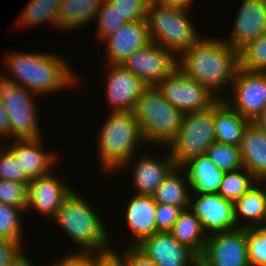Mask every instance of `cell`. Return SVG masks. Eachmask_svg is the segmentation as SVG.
Wrapping results in <instances>:
<instances>
[{
	"label": "cell",
	"mask_w": 266,
	"mask_h": 266,
	"mask_svg": "<svg viewBox=\"0 0 266 266\" xmlns=\"http://www.w3.org/2000/svg\"><path fill=\"white\" fill-rule=\"evenodd\" d=\"M7 58V59H6ZM4 59L9 74L0 77L8 82L18 84L29 92L44 96L69 90L79 86L76 72L71 70L67 59L54 53L12 52ZM9 69V70H8ZM9 75V76H8ZM76 84V85H75Z\"/></svg>",
	"instance_id": "1"
},
{
	"label": "cell",
	"mask_w": 266,
	"mask_h": 266,
	"mask_svg": "<svg viewBox=\"0 0 266 266\" xmlns=\"http://www.w3.org/2000/svg\"><path fill=\"white\" fill-rule=\"evenodd\" d=\"M177 63L189 78L201 83L218 99H223L226 94L222 89L231 88L239 68V52L223 39L201 36L177 58Z\"/></svg>",
	"instance_id": "2"
},
{
	"label": "cell",
	"mask_w": 266,
	"mask_h": 266,
	"mask_svg": "<svg viewBox=\"0 0 266 266\" xmlns=\"http://www.w3.org/2000/svg\"><path fill=\"white\" fill-rule=\"evenodd\" d=\"M83 198L73 190L52 221L65 231L72 242L77 243L80 253H104L114 249L107 226L91 203Z\"/></svg>",
	"instance_id": "3"
},
{
	"label": "cell",
	"mask_w": 266,
	"mask_h": 266,
	"mask_svg": "<svg viewBox=\"0 0 266 266\" xmlns=\"http://www.w3.org/2000/svg\"><path fill=\"white\" fill-rule=\"evenodd\" d=\"M98 159L105 172L120 170L144 141L133 112H110L98 134Z\"/></svg>",
	"instance_id": "4"
},
{
	"label": "cell",
	"mask_w": 266,
	"mask_h": 266,
	"mask_svg": "<svg viewBox=\"0 0 266 266\" xmlns=\"http://www.w3.org/2000/svg\"><path fill=\"white\" fill-rule=\"evenodd\" d=\"M187 11L154 0H150L148 6L146 22L151 41L169 50L177 58L201 38Z\"/></svg>",
	"instance_id": "5"
},
{
	"label": "cell",
	"mask_w": 266,
	"mask_h": 266,
	"mask_svg": "<svg viewBox=\"0 0 266 266\" xmlns=\"http://www.w3.org/2000/svg\"><path fill=\"white\" fill-rule=\"evenodd\" d=\"M133 113L144 141L150 145L160 144L164 147L175 138L183 116L155 86H147L142 91Z\"/></svg>",
	"instance_id": "6"
},
{
	"label": "cell",
	"mask_w": 266,
	"mask_h": 266,
	"mask_svg": "<svg viewBox=\"0 0 266 266\" xmlns=\"http://www.w3.org/2000/svg\"><path fill=\"white\" fill-rule=\"evenodd\" d=\"M214 116L215 103L205 110L183 114L181 126L167 146L176 166L206 154L208 147L216 142Z\"/></svg>",
	"instance_id": "7"
},
{
	"label": "cell",
	"mask_w": 266,
	"mask_h": 266,
	"mask_svg": "<svg viewBox=\"0 0 266 266\" xmlns=\"http://www.w3.org/2000/svg\"><path fill=\"white\" fill-rule=\"evenodd\" d=\"M0 93L9 120V140L41 138L34 93L0 77Z\"/></svg>",
	"instance_id": "8"
},
{
	"label": "cell",
	"mask_w": 266,
	"mask_h": 266,
	"mask_svg": "<svg viewBox=\"0 0 266 266\" xmlns=\"http://www.w3.org/2000/svg\"><path fill=\"white\" fill-rule=\"evenodd\" d=\"M155 87L183 114L205 110L218 100L205 86L189 78L178 65Z\"/></svg>",
	"instance_id": "9"
},
{
	"label": "cell",
	"mask_w": 266,
	"mask_h": 266,
	"mask_svg": "<svg viewBox=\"0 0 266 266\" xmlns=\"http://www.w3.org/2000/svg\"><path fill=\"white\" fill-rule=\"evenodd\" d=\"M229 92L231 98L223 100L253 122L266 109V71H249L239 67Z\"/></svg>",
	"instance_id": "10"
},
{
	"label": "cell",
	"mask_w": 266,
	"mask_h": 266,
	"mask_svg": "<svg viewBox=\"0 0 266 266\" xmlns=\"http://www.w3.org/2000/svg\"><path fill=\"white\" fill-rule=\"evenodd\" d=\"M198 263L201 266H250L245 228L208 235Z\"/></svg>",
	"instance_id": "11"
},
{
	"label": "cell",
	"mask_w": 266,
	"mask_h": 266,
	"mask_svg": "<svg viewBox=\"0 0 266 266\" xmlns=\"http://www.w3.org/2000/svg\"><path fill=\"white\" fill-rule=\"evenodd\" d=\"M177 57L155 42L134 51L121 65L139 77L146 86H156L176 67Z\"/></svg>",
	"instance_id": "12"
},
{
	"label": "cell",
	"mask_w": 266,
	"mask_h": 266,
	"mask_svg": "<svg viewBox=\"0 0 266 266\" xmlns=\"http://www.w3.org/2000/svg\"><path fill=\"white\" fill-rule=\"evenodd\" d=\"M191 194L189 208L196 214L207 235L237 228L234 202L218 193Z\"/></svg>",
	"instance_id": "13"
},
{
	"label": "cell",
	"mask_w": 266,
	"mask_h": 266,
	"mask_svg": "<svg viewBox=\"0 0 266 266\" xmlns=\"http://www.w3.org/2000/svg\"><path fill=\"white\" fill-rule=\"evenodd\" d=\"M108 77H105L106 102L110 112H133L142 91L144 82L121 64H108Z\"/></svg>",
	"instance_id": "14"
},
{
	"label": "cell",
	"mask_w": 266,
	"mask_h": 266,
	"mask_svg": "<svg viewBox=\"0 0 266 266\" xmlns=\"http://www.w3.org/2000/svg\"><path fill=\"white\" fill-rule=\"evenodd\" d=\"M138 156L134 155L120 169L125 170L127 169L126 167L133 168L130 170L132 172L131 178L133 183L131 187L132 189L133 187L135 188V194L152 195L161 182L176 167L175 161L169 153L164 156L165 158L162 156V159L160 156H151L147 152ZM133 159L135 162H133Z\"/></svg>",
	"instance_id": "15"
},
{
	"label": "cell",
	"mask_w": 266,
	"mask_h": 266,
	"mask_svg": "<svg viewBox=\"0 0 266 266\" xmlns=\"http://www.w3.org/2000/svg\"><path fill=\"white\" fill-rule=\"evenodd\" d=\"M51 172L47 175L29 180L28 184V207L36 210L43 217L51 219L59 211L65 199L73 189L66 184L61 177Z\"/></svg>",
	"instance_id": "16"
},
{
	"label": "cell",
	"mask_w": 266,
	"mask_h": 266,
	"mask_svg": "<svg viewBox=\"0 0 266 266\" xmlns=\"http://www.w3.org/2000/svg\"><path fill=\"white\" fill-rule=\"evenodd\" d=\"M158 266H195L198 257L181 245L171 232L157 231L143 239L137 246Z\"/></svg>",
	"instance_id": "17"
},
{
	"label": "cell",
	"mask_w": 266,
	"mask_h": 266,
	"mask_svg": "<svg viewBox=\"0 0 266 266\" xmlns=\"http://www.w3.org/2000/svg\"><path fill=\"white\" fill-rule=\"evenodd\" d=\"M235 17L230 37L223 40L239 52L266 32V0H243Z\"/></svg>",
	"instance_id": "18"
},
{
	"label": "cell",
	"mask_w": 266,
	"mask_h": 266,
	"mask_svg": "<svg viewBox=\"0 0 266 266\" xmlns=\"http://www.w3.org/2000/svg\"><path fill=\"white\" fill-rule=\"evenodd\" d=\"M3 145L13 154L17 163L25 176L31 180L51 173L54 169L58 157L53 151L49 153L44 150L43 139H25L11 140L9 146H6V139Z\"/></svg>",
	"instance_id": "19"
},
{
	"label": "cell",
	"mask_w": 266,
	"mask_h": 266,
	"mask_svg": "<svg viewBox=\"0 0 266 266\" xmlns=\"http://www.w3.org/2000/svg\"><path fill=\"white\" fill-rule=\"evenodd\" d=\"M102 42L107 46V65L122 64L134 51L151 43L146 20L126 22Z\"/></svg>",
	"instance_id": "20"
},
{
	"label": "cell",
	"mask_w": 266,
	"mask_h": 266,
	"mask_svg": "<svg viewBox=\"0 0 266 266\" xmlns=\"http://www.w3.org/2000/svg\"><path fill=\"white\" fill-rule=\"evenodd\" d=\"M132 197L126 205L124 220L133 236L128 246H137L143 239L156 233L157 203L151 195L135 194Z\"/></svg>",
	"instance_id": "21"
},
{
	"label": "cell",
	"mask_w": 266,
	"mask_h": 266,
	"mask_svg": "<svg viewBox=\"0 0 266 266\" xmlns=\"http://www.w3.org/2000/svg\"><path fill=\"white\" fill-rule=\"evenodd\" d=\"M239 150L243 168L258 181H266V133L250 122L243 132Z\"/></svg>",
	"instance_id": "22"
},
{
	"label": "cell",
	"mask_w": 266,
	"mask_h": 266,
	"mask_svg": "<svg viewBox=\"0 0 266 266\" xmlns=\"http://www.w3.org/2000/svg\"><path fill=\"white\" fill-rule=\"evenodd\" d=\"M265 185L266 181H258L240 199H238L234 203L235 221L237 227L251 228L255 226H265L266 224Z\"/></svg>",
	"instance_id": "23"
},
{
	"label": "cell",
	"mask_w": 266,
	"mask_h": 266,
	"mask_svg": "<svg viewBox=\"0 0 266 266\" xmlns=\"http://www.w3.org/2000/svg\"><path fill=\"white\" fill-rule=\"evenodd\" d=\"M188 177L193 193H217L224 171L220 170L208 156L189 159L181 166Z\"/></svg>",
	"instance_id": "24"
},
{
	"label": "cell",
	"mask_w": 266,
	"mask_h": 266,
	"mask_svg": "<svg viewBox=\"0 0 266 266\" xmlns=\"http://www.w3.org/2000/svg\"><path fill=\"white\" fill-rule=\"evenodd\" d=\"M215 136L216 142L227 145H240L243 132L250 121L235 111L226 101L215 102Z\"/></svg>",
	"instance_id": "25"
},
{
	"label": "cell",
	"mask_w": 266,
	"mask_h": 266,
	"mask_svg": "<svg viewBox=\"0 0 266 266\" xmlns=\"http://www.w3.org/2000/svg\"><path fill=\"white\" fill-rule=\"evenodd\" d=\"M190 195L191 186L187 174L181 166H176L151 196L156 203L184 210L190 207Z\"/></svg>",
	"instance_id": "26"
},
{
	"label": "cell",
	"mask_w": 266,
	"mask_h": 266,
	"mask_svg": "<svg viewBox=\"0 0 266 266\" xmlns=\"http://www.w3.org/2000/svg\"><path fill=\"white\" fill-rule=\"evenodd\" d=\"M170 232L181 245L191 250L198 258L201 256L208 235L190 208L180 212Z\"/></svg>",
	"instance_id": "27"
},
{
	"label": "cell",
	"mask_w": 266,
	"mask_h": 266,
	"mask_svg": "<svg viewBox=\"0 0 266 266\" xmlns=\"http://www.w3.org/2000/svg\"><path fill=\"white\" fill-rule=\"evenodd\" d=\"M105 0H61L60 29L78 30L91 23Z\"/></svg>",
	"instance_id": "28"
},
{
	"label": "cell",
	"mask_w": 266,
	"mask_h": 266,
	"mask_svg": "<svg viewBox=\"0 0 266 266\" xmlns=\"http://www.w3.org/2000/svg\"><path fill=\"white\" fill-rule=\"evenodd\" d=\"M60 8L61 0H30L18 17L16 25L28 28L50 22L54 28L60 30Z\"/></svg>",
	"instance_id": "29"
},
{
	"label": "cell",
	"mask_w": 266,
	"mask_h": 266,
	"mask_svg": "<svg viewBox=\"0 0 266 266\" xmlns=\"http://www.w3.org/2000/svg\"><path fill=\"white\" fill-rule=\"evenodd\" d=\"M257 182L258 180L242 167L235 171L224 172L217 193L235 203Z\"/></svg>",
	"instance_id": "30"
},
{
	"label": "cell",
	"mask_w": 266,
	"mask_h": 266,
	"mask_svg": "<svg viewBox=\"0 0 266 266\" xmlns=\"http://www.w3.org/2000/svg\"><path fill=\"white\" fill-rule=\"evenodd\" d=\"M24 209L0 203V238L18 243L23 248V226L19 213Z\"/></svg>",
	"instance_id": "31"
},
{
	"label": "cell",
	"mask_w": 266,
	"mask_h": 266,
	"mask_svg": "<svg viewBox=\"0 0 266 266\" xmlns=\"http://www.w3.org/2000/svg\"><path fill=\"white\" fill-rule=\"evenodd\" d=\"M239 67L249 71H266V32L239 51Z\"/></svg>",
	"instance_id": "32"
},
{
	"label": "cell",
	"mask_w": 266,
	"mask_h": 266,
	"mask_svg": "<svg viewBox=\"0 0 266 266\" xmlns=\"http://www.w3.org/2000/svg\"><path fill=\"white\" fill-rule=\"evenodd\" d=\"M206 156L222 171L241 169V157L238 146L213 142L206 151Z\"/></svg>",
	"instance_id": "33"
},
{
	"label": "cell",
	"mask_w": 266,
	"mask_h": 266,
	"mask_svg": "<svg viewBox=\"0 0 266 266\" xmlns=\"http://www.w3.org/2000/svg\"><path fill=\"white\" fill-rule=\"evenodd\" d=\"M250 266L266 265V226L245 228Z\"/></svg>",
	"instance_id": "34"
},
{
	"label": "cell",
	"mask_w": 266,
	"mask_h": 266,
	"mask_svg": "<svg viewBox=\"0 0 266 266\" xmlns=\"http://www.w3.org/2000/svg\"><path fill=\"white\" fill-rule=\"evenodd\" d=\"M95 19L97 20L95 23H98L97 38L99 37L101 41L115 33L127 22L108 0L103 2Z\"/></svg>",
	"instance_id": "35"
},
{
	"label": "cell",
	"mask_w": 266,
	"mask_h": 266,
	"mask_svg": "<svg viewBox=\"0 0 266 266\" xmlns=\"http://www.w3.org/2000/svg\"><path fill=\"white\" fill-rule=\"evenodd\" d=\"M0 203L12 205L27 211L28 184L0 179Z\"/></svg>",
	"instance_id": "36"
},
{
	"label": "cell",
	"mask_w": 266,
	"mask_h": 266,
	"mask_svg": "<svg viewBox=\"0 0 266 266\" xmlns=\"http://www.w3.org/2000/svg\"><path fill=\"white\" fill-rule=\"evenodd\" d=\"M0 179L29 184L13 154L0 142Z\"/></svg>",
	"instance_id": "37"
},
{
	"label": "cell",
	"mask_w": 266,
	"mask_h": 266,
	"mask_svg": "<svg viewBox=\"0 0 266 266\" xmlns=\"http://www.w3.org/2000/svg\"><path fill=\"white\" fill-rule=\"evenodd\" d=\"M127 22L146 20L150 0H108Z\"/></svg>",
	"instance_id": "38"
},
{
	"label": "cell",
	"mask_w": 266,
	"mask_h": 266,
	"mask_svg": "<svg viewBox=\"0 0 266 266\" xmlns=\"http://www.w3.org/2000/svg\"><path fill=\"white\" fill-rule=\"evenodd\" d=\"M22 251L18 243L0 238V266H26L30 260Z\"/></svg>",
	"instance_id": "39"
},
{
	"label": "cell",
	"mask_w": 266,
	"mask_h": 266,
	"mask_svg": "<svg viewBox=\"0 0 266 266\" xmlns=\"http://www.w3.org/2000/svg\"><path fill=\"white\" fill-rule=\"evenodd\" d=\"M181 211L179 207L157 203L156 232H170Z\"/></svg>",
	"instance_id": "40"
},
{
	"label": "cell",
	"mask_w": 266,
	"mask_h": 266,
	"mask_svg": "<svg viewBox=\"0 0 266 266\" xmlns=\"http://www.w3.org/2000/svg\"><path fill=\"white\" fill-rule=\"evenodd\" d=\"M123 259L126 266H158L136 246H127L122 253L114 249Z\"/></svg>",
	"instance_id": "41"
},
{
	"label": "cell",
	"mask_w": 266,
	"mask_h": 266,
	"mask_svg": "<svg viewBox=\"0 0 266 266\" xmlns=\"http://www.w3.org/2000/svg\"><path fill=\"white\" fill-rule=\"evenodd\" d=\"M90 266H126L121 256L114 250L104 253H90Z\"/></svg>",
	"instance_id": "42"
},
{
	"label": "cell",
	"mask_w": 266,
	"mask_h": 266,
	"mask_svg": "<svg viewBox=\"0 0 266 266\" xmlns=\"http://www.w3.org/2000/svg\"><path fill=\"white\" fill-rule=\"evenodd\" d=\"M52 266H90V253L76 252L64 255Z\"/></svg>",
	"instance_id": "43"
},
{
	"label": "cell",
	"mask_w": 266,
	"mask_h": 266,
	"mask_svg": "<svg viewBox=\"0 0 266 266\" xmlns=\"http://www.w3.org/2000/svg\"><path fill=\"white\" fill-rule=\"evenodd\" d=\"M4 137L9 140V120L0 93V138Z\"/></svg>",
	"instance_id": "44"
},
{
	"label": "cell",
	"mask_w": 266,
	"mask_h": 266,
	"mask_svg": "<svg viewBox=\"0 0 266 266\" xmlns=\"http://www.w3.org/2000/svg\"><path fill=\"white\" fill-rule=\"evenodd\" d=\"M162 5L179 7L183 9L192 8L194 0H154Z\"/></svg>",
	"instance_id": "45"
},
{
	"label": "cell",
	"mask_w": 266,
	"mask_h": 266,
	"mask_svg": "<svg viewBox=\"0 0 266 266\" xmlns=\"http://www.w3.org/2000/svg\"><path fill=\"white\" fill-rule=\"evenodd\" d=\"M253 123L266 133V109L253 121Z\"/></svg>",
	"instance_id": "46"
},
{
	"label": "cell",
	"mask_w": 266,
	"mask_h": 266,
	"mask_svg": "<svg viewBox=\"0 0 266 266\" xmlns=\"http://www.w3.org/2000/svg\"><path fill=\"white\" fill-rule=\"evenodd\" d=\"M26 266H35L31 261Z\"/></svg>",
	"instance_id": "47"
}]
</instances>
